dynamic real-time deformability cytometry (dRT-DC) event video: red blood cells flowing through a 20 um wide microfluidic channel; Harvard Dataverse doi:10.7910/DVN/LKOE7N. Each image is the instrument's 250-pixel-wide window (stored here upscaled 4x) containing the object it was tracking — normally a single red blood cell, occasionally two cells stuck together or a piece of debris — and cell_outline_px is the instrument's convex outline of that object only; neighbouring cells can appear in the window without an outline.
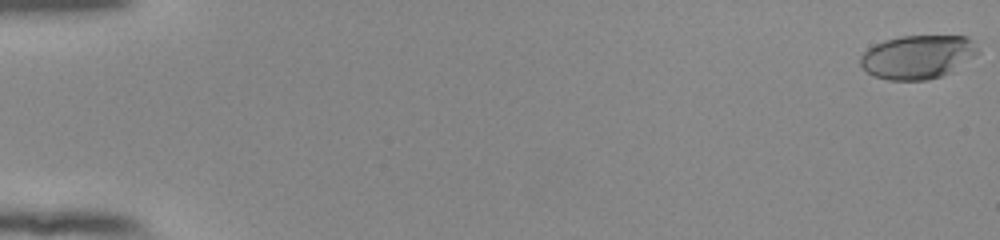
{"species": "human", "species_latin": "Homo sapiens", "temperature_condition": "room temperature", "stored_images_in_passage": 55, "camera_frame_rate_fps": 3000, "um_per_image_px": 0.085, "donor": {"sex": "female"}, "frame": {"image": 1, "passage_image": 1, "time_ms": 0.0, "image_size_px": [1000, 240], "cell_outline_px": [[980, 52], [952, 72], [928, 80], [888, 80], [872, 76], [860, 64], [860, 56], [868, 48], [884, 40], [900, 36], [968, 36], [972, 40]], "centroid_in_image_um": [78.0, 4.84], "position_along_channel_um": 7.0, "area_um2": 30.0}}
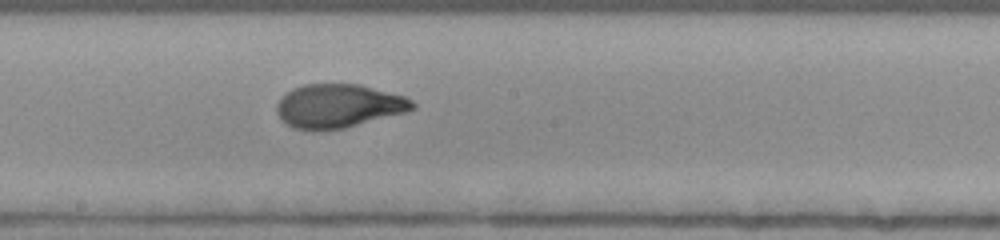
{"frame": {"image": 2, "passage_image": 32, "time_ms": 10.333, "image_size_px": [1000, 240], "cell_outline_px": [[416, 108], [404, 112], [344, 128], [292, 128], [284, 124], [276, 112], [276, 104], [292, 88], [304, 84], [360, 84], [404, 96], [412, 100], [416, 104]], "centroid_in_image_um": [28.77, 8.98], "position_along_channel_um": 219.4, "area_um2": 33.99}}
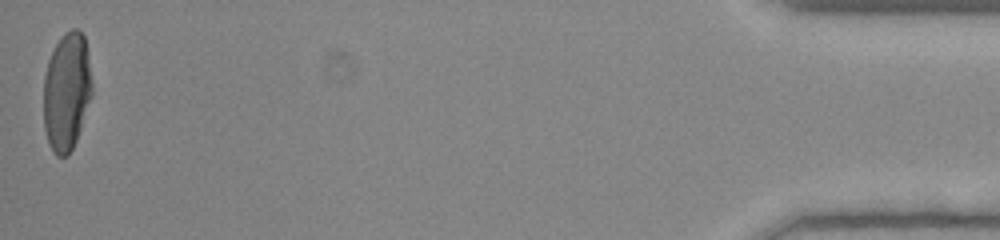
{"frame": {"image": 3, "passage_image": 55, "time_ms": 18.0, "image_size_px": [1000, 240], "cell_outline_px": [[92, 96], [76, 140], [68, 156], [56, 156], [52, 152], [48, 144], [44, 128], [44, 76], [48, 60], [56, 44], [64, 32], [72, 28], [76, 28], [84, 36], [88, 52], [92, 84]], "centroid_in_image_um": [5.67, 7.79], "position_along_channel_um": 429.5, "area_um2": 33.58}, "authors_computed_cell_mechanics": {"area_um2": 33.9864, "velocity_mm_per_s": 3.8766, "shape_relaxation_time_tau1_ms": 5.4245, "shape_relaxation_time_tau2_ms": 0.9015, "deformation_change_tau1": 0.2393, "deformation_change_tau2": 0.0588}}